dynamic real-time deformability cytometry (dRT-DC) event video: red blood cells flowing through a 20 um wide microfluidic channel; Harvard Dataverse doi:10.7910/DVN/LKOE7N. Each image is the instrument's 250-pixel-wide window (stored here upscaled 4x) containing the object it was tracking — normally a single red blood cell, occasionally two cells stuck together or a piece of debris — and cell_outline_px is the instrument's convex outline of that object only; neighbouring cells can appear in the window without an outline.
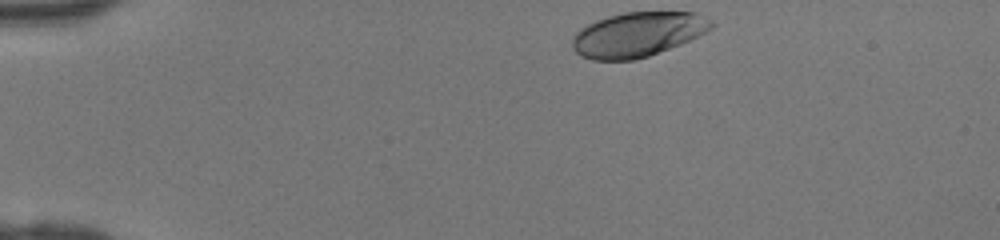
{"species": "human", "species_latin": "Homo sapiens", "temperature_condition": "room temperature", "stored_images_in_passage": 33, "camera_frame_rate_fps": 3000, "um_per_image_px": 0.085, "donor": {"sex": "female"}, "frame": {"image": 1, "passage_image": 1, "time_ms": 0.0, "image_size_px": [1000, 240], "cell_outline_px": [[716, 24], [712, 28], [680, 44], [648, 56], [632, 60], [592, 60], [580, 56], [572, 48], [572, 40], [576, 32], [580, 28], [596, 20], [608, 16], [624, 12], [696, 12], [712, 20]], "centroid_in_image_um": [54.18, 2.92], "position_along_channel_um": 30.8, "area_um2": 36.13}}
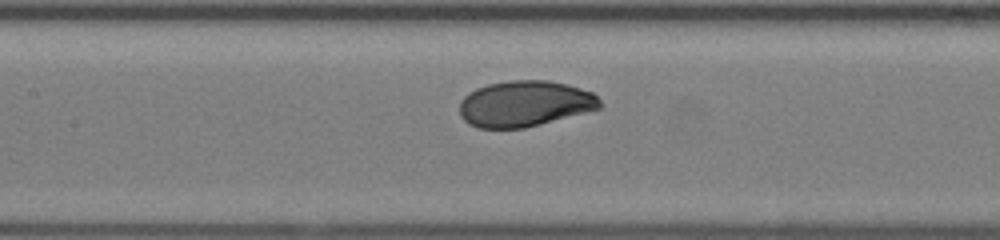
{"frame": {"image": 2, "passage_image": 15, "time_ms": 4.667, "image_size_px": [1000, 240], "cell_outline_px": [[604, 104], [600, 108], [540, 124], [524, 128], [476, 128], [468, 124], [460, 116], [460, 100], [468, 92], [476, 88], [488, 84], [508, 80], [548, 80], [568, 84], [592, 92]], "centroid_in_image_um": [44.58, 8.81], "position_along_channel_um": 162.8, "area_um2": 37.74}}
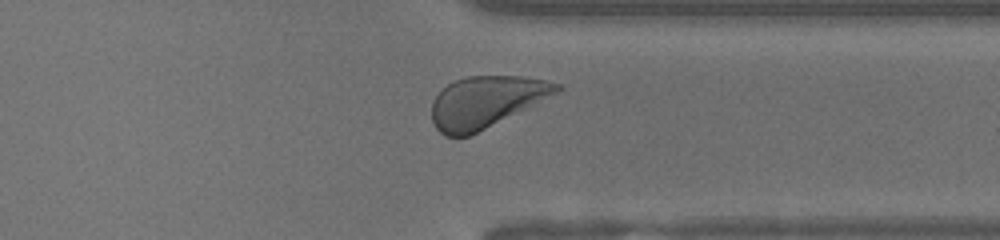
{"frame": {"image": 3, "passage_image": 29, "time_ms": 9.333, "image_size_px": [1000, 240], "cell_outline_px": [[564, 88], [468, 136], [444, 136], [436, 128], [432, 120], [432, 100], [448, 84], [456, 80], [468, 76], [520, 76], [544, 80], [560, 84]], "centroid_in_image_um": [41.24, 8.64], "position_along_channel_um": 370.2, "area_um2": 36.3}}